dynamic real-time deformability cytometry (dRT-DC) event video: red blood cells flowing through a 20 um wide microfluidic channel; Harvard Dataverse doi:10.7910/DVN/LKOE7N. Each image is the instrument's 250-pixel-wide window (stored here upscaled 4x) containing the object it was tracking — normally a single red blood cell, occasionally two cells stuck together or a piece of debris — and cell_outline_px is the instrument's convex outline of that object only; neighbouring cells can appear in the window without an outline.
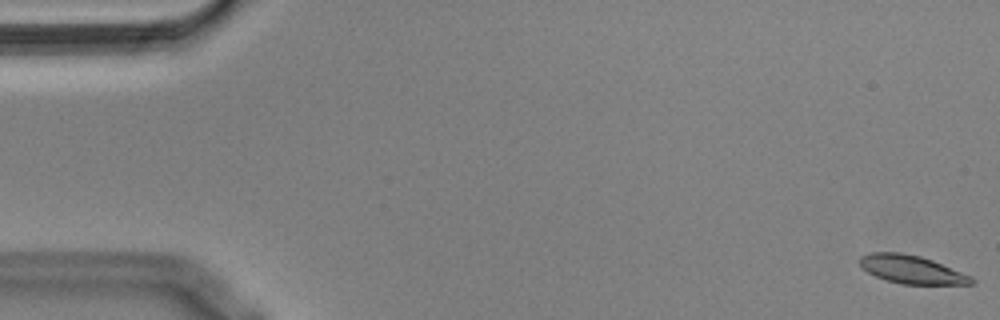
{"species": "Egyptian fruit bat (a non-hibernating species)", "species_latin": "Rousettus aegyptiacus", "temperature_condition": "cold", "stored_images_in_passage": 56, "segment_of_instrument_passage": [1, 2], "camera_frame_rate_fps": 3000, "um_per_image_px": 0.085, "animal": {"sex": "male"}, "frame": {"image": 1, "passage_image": 1, "time_ms": 0.0, "image_size_px": [1000, 320], "cell_outline_px": [[976, 280], [972, 284], [900, 284], [876, 276], [868, 272], [860, 264], [860, 256], [868, 252], [900, 252], [920, 256], [932, 260], [972, 276]], "centroid_in_image_um": [77.5, 22.9], "position_along_channel_um": 7.5, "area_um2": 18.26}}
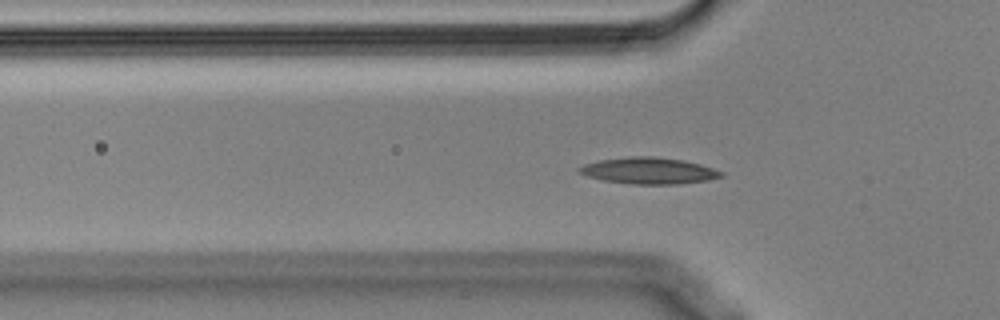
{"frame": {"image": 2, "passage_image": 18, "time_ms": 5.667, "image_size_px": [1000, 320], "cell_outline_px": [[724, 176], [708, 180], [676, 184], [632, 184], [604, 180], [588, 176], [580, 172], [576, 168], [584, 164], [600, 160], [628, 156], [652, 156], [684, 160], [700, 164], [724, 172]], "centroid_in_image_um": [55.16, 14.5], "position_along_channel_um": 70.6, "area_um2": 21.79}}
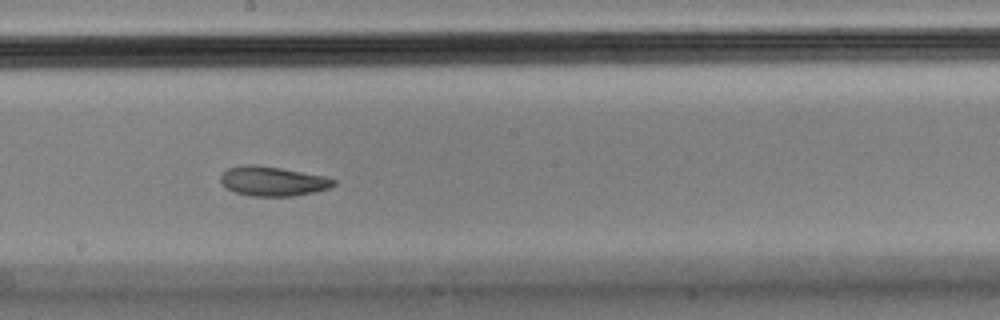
{"frame": {"image": 3, "passage_image": 31, "time_ms": 10.0, "image_size_px": [1000, 320], "cell_outline_px": [[336, 184], [328, 188], [296, 196], [248, 196], [236, 192], [228, 188], [220, 180], [220, 176], [228, 168], [244, 164], [252, 164], [280, 168], [324, 176], [336, 180]], "centroid_in_image_um": [23.18, 15.4], "position_along_channel_um": 225.0, "area_um2": 19.25}}